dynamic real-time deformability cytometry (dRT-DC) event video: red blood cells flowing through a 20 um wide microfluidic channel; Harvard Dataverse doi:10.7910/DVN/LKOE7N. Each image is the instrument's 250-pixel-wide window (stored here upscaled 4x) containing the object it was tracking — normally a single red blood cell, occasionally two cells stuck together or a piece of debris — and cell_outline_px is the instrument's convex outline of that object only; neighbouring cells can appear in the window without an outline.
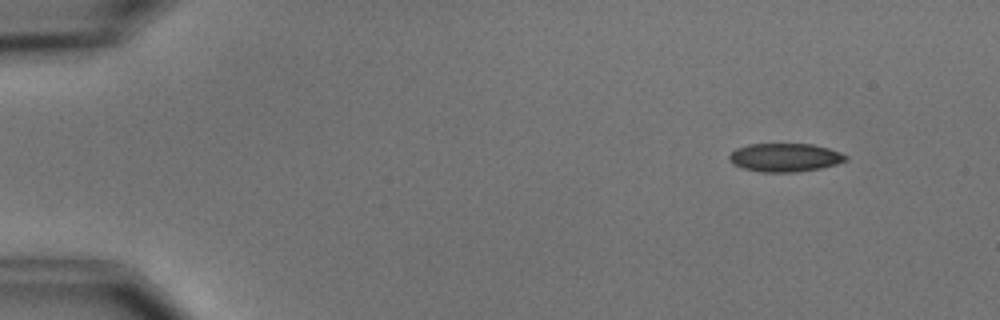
{"species": "common noctule bat (a hibernating species)", "species_latin": "Nyctalus noctula", "temperature_condition": "cold", "stored_images_in_passage": 6, "segment_of_instrument_passage": [2, 2], "camera_frame_rate_fps": 3000, "um_per_image_px": 0.085, "animal": {"sex": "male", "body_mass_g": 15.6}, "frame": {"image": 1, "passage_image": 6, "time_ms": 6.667, "image_size_px": [1000, 320], "cell_outline_px": [[848, 160], [836, 164], [820, 168], [796, 172], [760, 172], [744, 168], [732, 164], [728, 160], [728, 156], [736, 148], [748, 144], [812, 144], [828, 148], [840, 152], [848, 156]], "centroid_in_image_um": [66.71, 13.38], "position_along_channel_um": 18.3, "area_um2": 19.36}}